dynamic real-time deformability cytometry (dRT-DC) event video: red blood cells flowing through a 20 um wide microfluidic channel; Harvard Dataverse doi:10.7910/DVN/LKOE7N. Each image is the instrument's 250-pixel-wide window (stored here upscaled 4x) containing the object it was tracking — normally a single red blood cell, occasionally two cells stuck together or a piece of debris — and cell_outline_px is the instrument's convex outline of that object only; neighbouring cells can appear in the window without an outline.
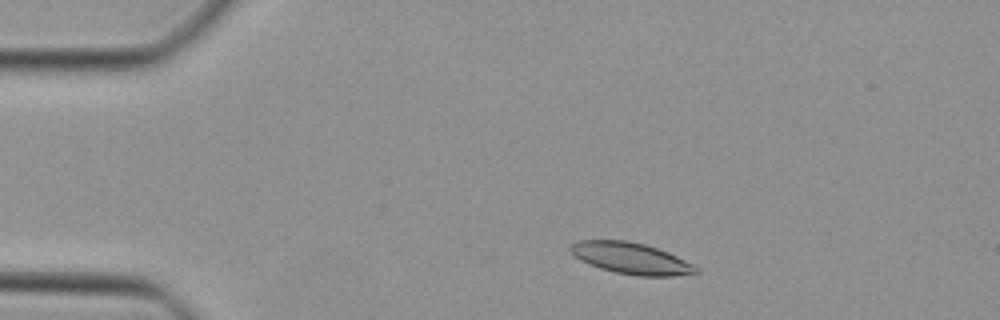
{"species": "Egyptian fruit bat (a non-hibernating species)", "species_latin": "Rousettus aegyptiacus", "temperature_condition": "cold", "stored_images_in_passage": 43, "camera_frame_rate_fps": 3000, "um_per_image_px": 0.085, "animal": {"sex": "female"}, "frame": {"image": 1, "passage_image": 5, "time_ms": 1.333, "image_size_px": [1000, 320], "cell_outline_px": [[700, 272], [672, 276], [636, 276], [616, 272], [600, 268], [588, 264], [580, 260], [568, 248], [576, 240], [628, 240], [644, 244], [668, 252], [700, 268]], "centroid_in_image_um": [53.63, 21.95], "position_along_channel_um": 31.4, "area_um2": 22.89}}
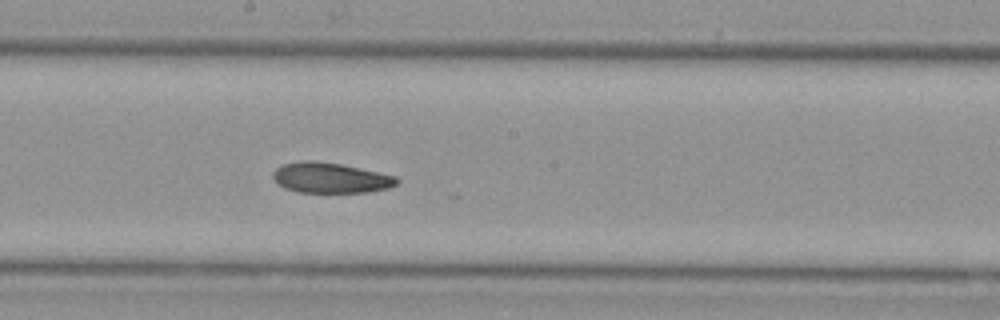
{"frame": {"image": 2, "passage_image": 22, "time_ms": 7.0, "image_size_px": [1000, 320], "cell_outline_px": [[400, 180], [396, 184], [388, 188], [368, 192], [296, 192], [284, 188], [272, 176], [272, 172], [276, 168], [284, 164], [300, 160], [316, 160], [344, 164], [396, 176]], "centroid_in_image_um": [28.09, 15.1], "position_along_channel_um": 220.1, "area_um2": 22.08}}
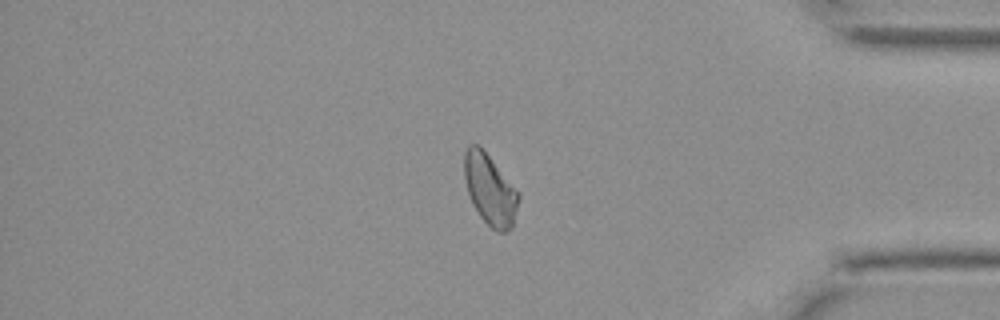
{"frame": {"image": 3, "passage_image": 36, "time_ms": 11.667, "image_size_px": [1000, 320], "cell_outline_px": [[520, 196], [512, 228], [504, 232], [496, 232], [480, 216], [472, 204], [468, 192], [464, 176], [464, 152], [468, 144], [476, 144], [488, 156], [520, 192]], "centroid_in_image_um": [41.65, 16.14], "position_along_channel_um": 393.5, "area_um2": 22.2}}